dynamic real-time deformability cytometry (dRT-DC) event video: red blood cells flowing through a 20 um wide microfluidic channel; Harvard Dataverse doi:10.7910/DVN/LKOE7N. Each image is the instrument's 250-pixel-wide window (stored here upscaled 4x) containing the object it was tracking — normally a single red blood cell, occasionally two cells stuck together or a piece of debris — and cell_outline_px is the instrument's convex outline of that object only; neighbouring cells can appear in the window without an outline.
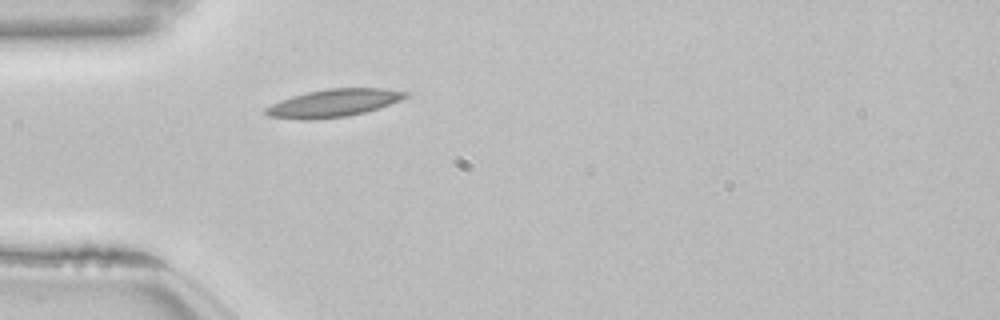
{"species": "common noctule bat (a hibernating species)", "species_latin": "Nyctalus noctula", "temperature_condition": "room temperature", "stored_images_in_passage": 39, "camera_frame_rate_fps": 3000, "um_per_image_px": 0.085, "animal": {"sex": "female", "body_mass_g": 22.7, "forearm_length_mm": 54.2}, "frame": {"image": 1, "passage_image": 1, "time_ms": 0.0, "image_size_px": [1000, 320], "cell_outline_px": [[408, 96], [400, 100], [364, 112], [348, 116], [312, 120], [304, 120], [268, 116], [264, 112], [264, 108], [280, 100], [292, 96], [308, 92], [328, 88], [384, 88], [408, 92]], "centroid_in_image_um": [28.32, 8.76], "position_along_channel_um": 56.7, "area_um2": 22.43}}
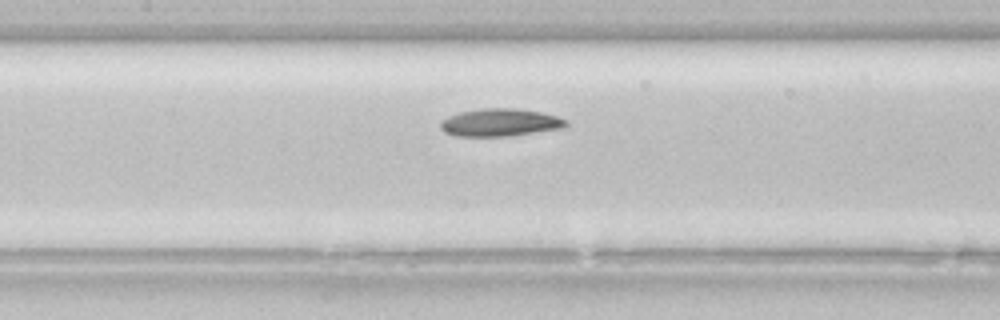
{"frame": {"image": 2, "passage_image": 10, "time_ms": 3.0, "image_size_px": [1000, 320], "cell_outline_px": [[568, 124], [564, 128], [512, 136], [456, 136], [444, 132], [440, 128], [440, 120], [448, 116], [460, 112], [480, 108], [512, 108], [540, 112], [556, 116], [568, 120]], "centroid_in_image_um": [42.5, 10.42], "position_along_channel_um": 164.9, "area_um2": 20.4}}
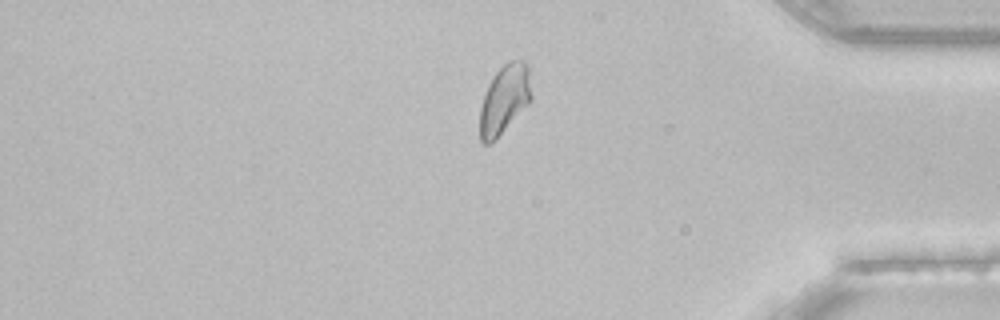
{"frame": {"image": 3, "passage_image": 30, "time_ms": 9.667, "image_size_px": [1000, 320], "cell_outline_px": [[532, 96], [528, 104], [496, 140], [488, 144], [484, 144], [480, 140], [480, 108], [488, 84], [496, 72], [508, 60], [524, 60], [528, 64]], "centroid_in_image_um": [42.88, 8.44], "position_along_channel_um": 392.3, "area_um2": 20.75}, "authors_computed_cell_mechanics": {"area_um2": 20.519, "velocity_mm_per_s": 3.8067, "shape_relaxation_time_tau1_ms": 4.62, "shape_relaxation_time_tau2_ms": 6.6513, "deformation_change_tau1": 0.1383, "deformation_change_tau2": 0.1218}}